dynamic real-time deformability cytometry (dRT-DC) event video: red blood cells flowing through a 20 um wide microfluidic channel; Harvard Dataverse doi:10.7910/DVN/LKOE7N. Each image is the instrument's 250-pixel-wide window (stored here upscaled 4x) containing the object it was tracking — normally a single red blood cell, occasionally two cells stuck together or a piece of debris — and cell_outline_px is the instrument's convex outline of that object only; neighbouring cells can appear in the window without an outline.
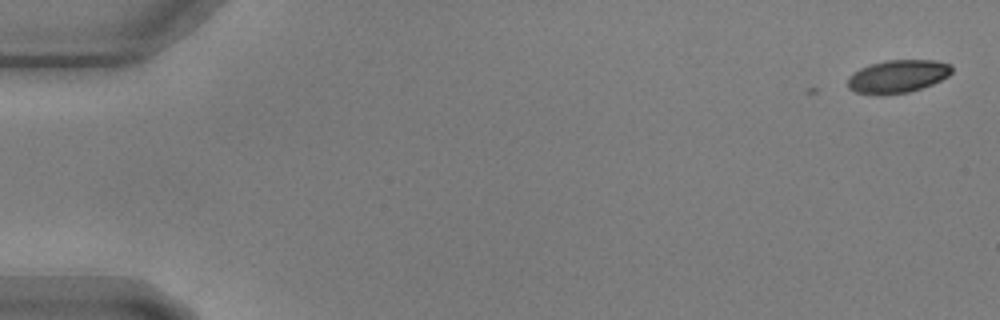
{"species": "common noctule bat (a hibernating species)", "species_latin": "Nyctalus noctula", "temperature_condition": "warm", "stored_images_in_passage": 3, "camera_frame_rate_fps": 3000, "um_per_image_px": 0.085, "animal": {"sex": "male", "body_mass_g": 17.9, "forearm_length_mm": 54.2}, "frame": {"image": 1, "passage_image": 3, "time_ms": 0.667, "image_size_px": [1000, 320], "cell_outline_px": [[952, 72], [948, 76], [932, 84], [908, 92], [880, 96], [856, 92], [848, 88], [848, 76], [860, 68], [884, 60], [932, 60], [952, 64]], "centroid_in_image_um": [76.29, 6.5], "position_along_channel_um": 8.7, "area_um2": 20.06}}